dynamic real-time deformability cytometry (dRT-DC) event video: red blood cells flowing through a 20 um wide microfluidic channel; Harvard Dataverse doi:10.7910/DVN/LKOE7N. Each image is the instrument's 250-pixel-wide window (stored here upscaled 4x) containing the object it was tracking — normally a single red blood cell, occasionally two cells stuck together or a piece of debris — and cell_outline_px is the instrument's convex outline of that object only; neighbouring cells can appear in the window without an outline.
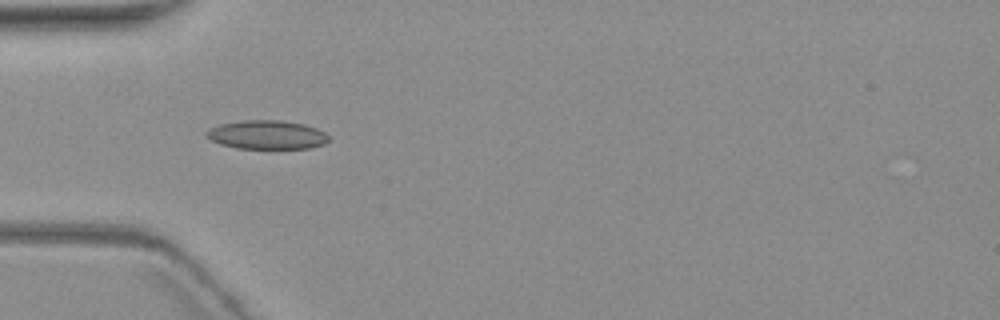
{"species": "common noctule bat (a hibernating species)", "species_latin": "Nyctalus noctula", "temperature_condition": "warm", "stored_images_in_passage": 10, "camera_frame_rate_fps": 3000, "um_per_image_px": 0.085, "animal": {"sex": "female", "body_mass_g": 19.3, "forearm_length_mm": 54.1}, "frame": {"image": 1, "passage_image": 4, "time_ms": 3.667, "image_size_px": [1000, 320], "cell_outline_px": [[328, 140], [324, 144], [308, 148], [236, 148], [220, 144], [204, 136], [204, 132], [208, 128], [220, 124], [244, 120], [276, 120], [304, 124], [316, 128], [324, 132], [328, 136]], "centroid_in_image_um": [22.63, 11.45], "position_along_channel_um": 62.4, "area_um2": 20.46}}
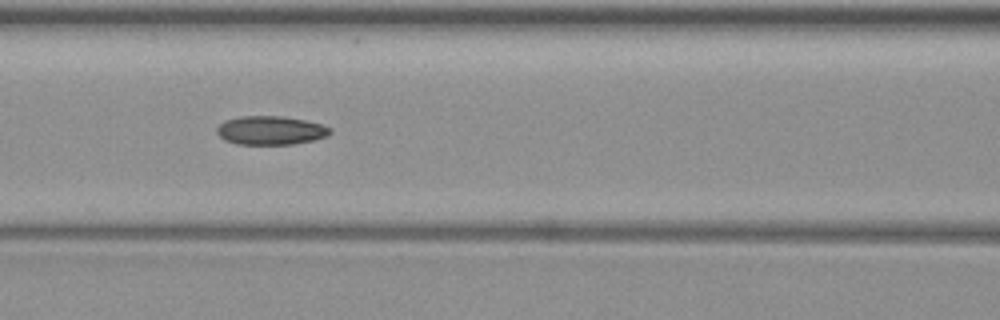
{"frame": {"image": 2, "passage_image": 6, "time_ms": 6.0, "image_size_px": [1000, 320], "cell_outline_px": [[332, 132], [328, 136], [312, 140], [292, 144], [236, 144], [224, 140], [216, 132], [216, 128], [224, 120], [240, 116], [280, 116], [304, 120], [320, 124], [332, 128]], "centroid_in_image_um": [22.98, 11.08], "position_along_channel_um": 143.6, "area_um2": 18.96}}
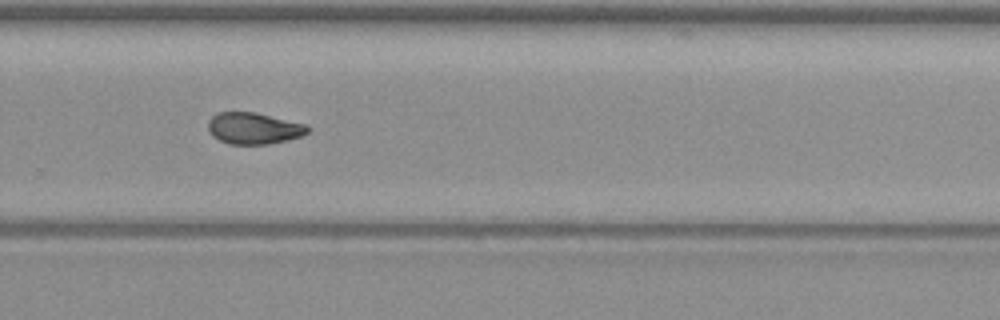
{"frame": {"image": 3, "passage_image": 10, "time_ms": 10.667, "image_size_px": [1000, 320], "cell_outline_px": [[308, 132], [300, 136], [288, 140], [268, 144], [228, 144], [212, 136], [208, 128], [208, 120], [212, 116], [220, 112], [256, 112], [304, 124], [308, 128]], "centroid_in_image_um": [21.53, 10.91], "position_along_channel_um": 308.3, "area_um2": 18.15}}